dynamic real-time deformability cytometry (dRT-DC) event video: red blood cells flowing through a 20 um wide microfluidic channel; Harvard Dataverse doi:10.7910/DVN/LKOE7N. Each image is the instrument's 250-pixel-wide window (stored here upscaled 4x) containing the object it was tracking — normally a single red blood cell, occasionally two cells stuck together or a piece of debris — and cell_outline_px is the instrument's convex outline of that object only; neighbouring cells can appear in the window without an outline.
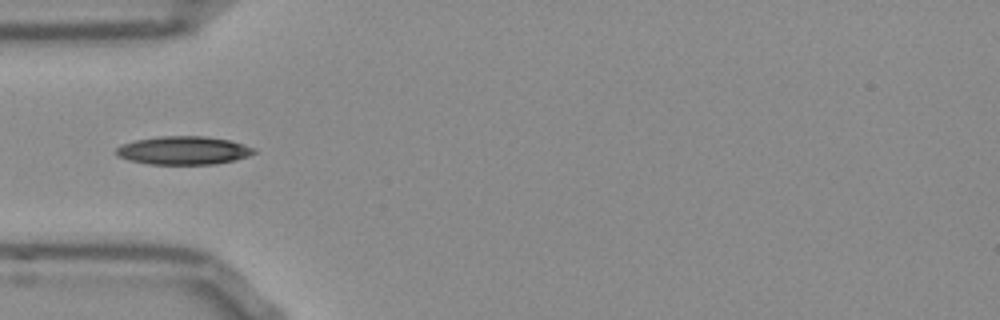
{"species": "Egyptian fruit bat (a non-hibernating species)", "species_latin": "Rousettus aegyptiacus", "temperature_condition": "room temperature", "stored_images_in_passage": 26, "camera_frame_rate_fps": 3000, "um_per_image_px": 0.085, "frame": {"image": 1, "passage_image": 5, "time_ms": 1.333, "image_size_px": [1000, 320], "cell_outline_px": [[256, 152], [248, 156], [236, 160], [216, 164], [148, 164], [128, 160], [116, 156], [112, 152], [120, 144], [136, 140], [160, 136], [204, 136], [228, 140], [244, 144], [256, 148]], "centroid_in_image_um": [15.56, 12.79], "position_along_channel_um": 69.4, "area_um2": 23.0}}
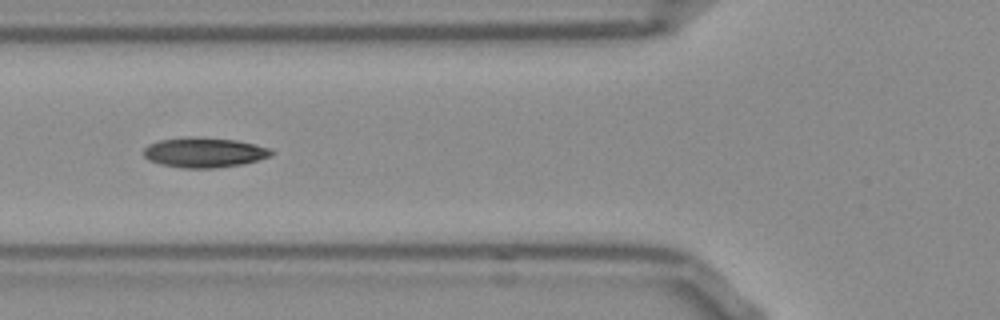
{"frame": {"image": 2, "passage_image": 8, "time_ms": 2.333, "image_size_px": [1000, 320], "cell_outline_px": [[276, 152], [268, 156], [244, 164], [216, 168], [184, 168], [160, 164], [148, 160], [144, 156], [144, 148], [148, 144], [160, 140], [236, 140], [268, 148]], "centroid_in_image_um": [17.35, 13.02], "position_along_channel_um": 108.4, "area_um2": 21.1}}